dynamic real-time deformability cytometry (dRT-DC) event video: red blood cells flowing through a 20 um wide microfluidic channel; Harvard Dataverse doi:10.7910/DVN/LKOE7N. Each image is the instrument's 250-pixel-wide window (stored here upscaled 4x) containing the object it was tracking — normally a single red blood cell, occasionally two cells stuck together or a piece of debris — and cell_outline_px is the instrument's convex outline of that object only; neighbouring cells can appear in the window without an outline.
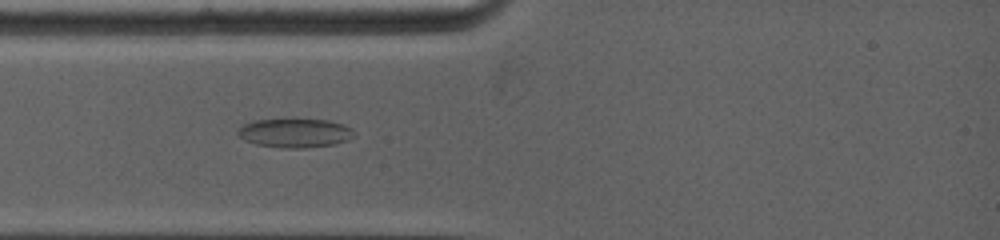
{"species": "common noctule bat (a hibernating species)", "species_latin": "Nyctalus noctula", "temperature_condition": "warm", "stored_images_in_passage": 77, "camera_frame_rate_fps": 5000, "um_per_image_px": 0.085, "animal": {"sex": "female", "body_mass_g": 19.0, "forearm_length_mm": 53.3}, "frame": {"image": 1, "passage_image": 1, "time_ms": 0.0, "image_size_px": [1000, 240], "cell_outline_px": [[352, 136], [348, 140], [336, 144], [304, 148], [284, 148], [256, 144], [244, 140], [236, 132], [244, 124], [252, 120], [296, 116], [328, 120], [344, 124], [352, 128]], "centroid_in_image_um": [25.06, 11.25], "position_along_channel_um": 59.9, "area_um2": 20.52}}
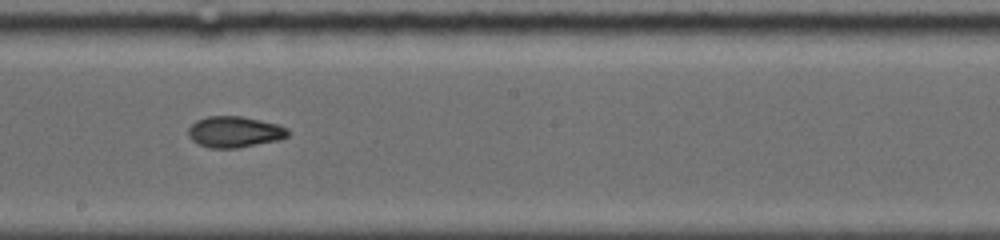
{"frame": {"image": 2, "passage_image": 29, "time_ms": 4.2, "image_size_px": [1000, 240], "cell_outline_px": [[288, 136], [280, 140], [236, 148], [208, 148], [192, 140], [188, 136], [188, 128], [196, 120], [208, 116], [240, 116], [260, 120], [276, 124], [288, 128]], "centroid_in_image_um": [19.92, 11.21], "position_along_channel_um": 228.3, "area_um2": 18.03}}
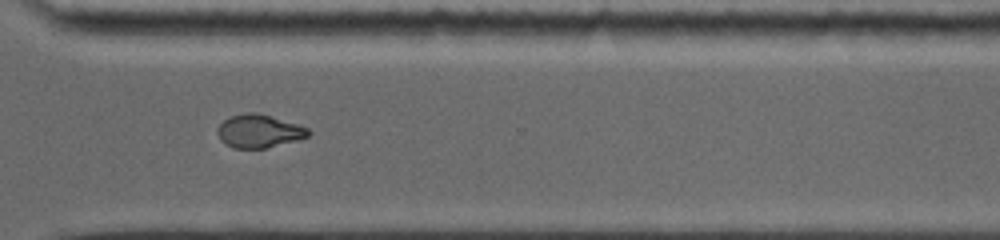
{"frame": {"image": 3, "passage_image": 50, "time_ms": 7.2, "image_size_px": [1000, 240], "cell_outline_px": [[312, 132], [308, 136], [296, 140], [264, 148], [232, 148], [220, 140], [216, 132], [216, 128], [224, 120], [232, 116], [248, 112], [256, 112], [296, 124], [308, 128]], "centroid_in_image_um": [21.97, 11.15], "position_along_channel_um": 348.6, "area_um2": 17.34}}